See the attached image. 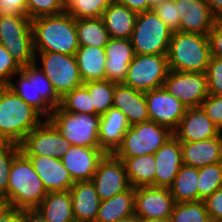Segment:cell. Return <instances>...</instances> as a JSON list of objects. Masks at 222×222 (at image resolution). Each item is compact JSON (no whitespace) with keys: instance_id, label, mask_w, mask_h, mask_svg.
Returning <instances> with one entry per match:
<instances>
[{"instance_id":"44dd1931","label":"cell","mask_w":222,"mask_h":222,"mask_svg":"<svg viewBox=\"0 0 222 222\" xmlns=\"http://www.w3.org/2000/svg\"><path fill=\"white\" fill-rule=\"evenodd\" d=\"M155 187L169 188L183 165L180 141L173 136L154 154Z\"/></svg>"},{"instance_id":"8d00e7d4","label":"cell","mask_w":222,"mask_h":222,"mask_svg":"<svg viewBox=\"0 0 222 222\" xmlns=\"http://www.w3.org/2000/svg\"><path fill=\"white\" fill-rule=\"evenodd\" d=\"M60 107L69 113L95 114L88 89L82 85L61 98Z\"/></svg>"},{"instance_id":"7c38bea8","label":"cell","mask_w":222,"mask_h":222,"mask_svg":"<svg viewBox=\"0 0 222 222\" xmlns=\"http://www.w3.org/2000/svg\"><path fill=\"white\" fill-rule=\"evenodd\" d=\"M163 87L187 108L200 107L208 96L206 73L169 70Z\"/></svg>"},{"instance_id":"7402d4cb","label":"cell","mask_w":222,"mask_h":222,"mask_svg":"<svg viewBox=\"0 0 222 222\" xmlns=\"http://www.w3.org/2000/svg\"><path fill=\"white\" fill-rule=\"evenodd\" d=\"M48 192L70 190L75 183L61 159L49 156L26 155Z\"/></svg>"},{"instance_id":"db71d44e","label":"cell","mask_w":222,"mask_h":222,"mask_svg":"<svg viewBox=\"0 0 222 222\" xmlns=\"http://www.w3.org/2000/svg\"><path fill=\"white\" fill-rule=\"evenodd\" d=\"M114 222H141V219H139L137 216L133 215L128 218L117 220Z\"/></svg>"},{"instance_id":"5bb4252c","label":"cell","mask_w":222,"mask_h":222,"mask_svg":"<svg viewBox=\"0 0 222 222\" xmlns=\"http://www.w3.org/2000/svg\"><path fill=\"white\" fill-rule=\"evenodd\" d=\"M91 182L94 184L101 201L131 187L122 160L113 153H106L100 160Z\"/></svg>"},{"instance_id":"e575fe53","label":"cell","mask_w":222,"mask_h":222,"mask_svg":"<svg viewBox=\"0 0 222 222\" xmlns=\"http://www.w3.org/2000/svg\"><path fill=\"white\" fill-rule=\"evenodd\" d=\"M170 222H212L203 200L175 203Z\"/></svg>"},{"instance_id":"9f6ffc18","label":"cell","mask_w":222,"mask_h":222,"mask_svg":"<svg viewBox=\"0 0 222 222\" xmlns=\"http://www.w3.org/2000/svg\"><path fill=\"white\" fill-rule=\"evenodd\" d=\"M7 87H8V85L0 83V98H1L2 94L4 93V91L6 90Z\"/></svg>"},{"instance_id":"4fadbf2b","label":"cell","mask_w":222,"mask_h":222,"mask_svg":"<svg viewBox=\"0 0 222 222\" xmlns=\"http://www.w3.org/2000/svg\"><path fill=\"white\" fill-rule=\"evenodd\" d=\"M19 146L25 155H43L61 159L66 154L70 144L53 124L45 119L26 135Z\"/></svg>"},{"instance_id":"8992f818","label":"cell","mask_w":222,"mask_h":222,"mask_svg":"<svg viewBox=\"0 0 222 222\" xmlns=\"http://www.w3.org/2000/svg\"><path fill=\"white\" fill-rule=\"evenodd\" d=\"M31 23L27 15L0 14V44L21 67L36 59Z\"/></svg>"},{"instance_id":"7dc6e473","label":"cell","mask_w":222,"mask_h":222,"mask_svg":"<svg viewBox=\"0 0 222 222\" xmlns=\"http://www.w3.org/2000/svg\"><path fill=\"white\" fill-rule=\"evenodd\" d=\"M122 5L128 7L135 13H143L145 11L152 10L156 5L165 0H117Z\"/></svg>"},{"instance_id":"f1b7e54d","label":"cell","mask_w":222,"mask_h":222,"mask_svg":"<svg viewBox=\"0 0 222 222\" xmlns=\"http://www.w3.org/2000/svg\"><path fill=\"white\" fill-rule=\"evenodd\" d=\"M135 215V188L102 200L95 222H114Z\"/></svg>"},{"instance_id":"1f68e13d","label":"cell","mask_w":222,"mask_h":222,"mask_svg":"<svg viewBox=\"0 0 222 222\" xmlns=\"http://www.w3.org/2000/svg\"><path fill=\"white\" fill-rule=\"evenodd\" d=\"M198 168L182 165L169 190L176 203L199 200Z\"/></svg>"},{"instance_id":"9a60e30c","label":"cell","mask_w":222,"mask_h":222,"mask_svg":"<svg viewBox=\"0 0 222 222\" xmlns=\"http://www.w3.org/2000/svg\"><path fill=\"white\" fill-rule=\"evenodd\" d=\"M150 121L175 131L187 107L164 87L144 92Z\"/></svg>"},{"instance_id":"277c9868","label":"cell","mask_w":222,"mask_h":222,"mask_svg":"<svg viewBox=\"0 0 222 222\" xmlns=\"http://www.w3.org/2000/svg\"><path fill=\"white\" fill-rule=\"evenodd\" d=\"M38 64L39 62H35L21 67L15 74L19 77L17 83L11 80L8 88L47 119L60 106L61 98Z\"/></svg>"},{"instance_id":"8fae6325","label":"cell","mask_w":222,"mask_h":222,"mask_svg":"<svg viewBox=\"0 0 222 222\" xmlns=\"http://www.w3.org/2000/svg\"><path fill=\"white\" fill-rule=\"evenodd\" d=\"M169 73L166 55L136 54L123 84L141 92L163 87Z\"/></svg>"},{"instance_id":"6da1fadb","label":"cell","mask_w":222,"mask_h":222,"mask_svg":"<svg viewBox=\"0 0 222 222\" xmlns=\"http://www.w3.org/2000/svg\"><path fill=\"white\" fill-rule=\"evenodd\" d=\"M35 52H58L75 55L79 42L76 19L66 11L58 15L32 19Z\"/></svg>"},{"instance_id":"cb8c5ba5","label":"cell","mask_w":222,"mask_h":222,"mask_svg":"<svg viewBox=\"0 0 222 222\" xmlns=\"http://www.w3.org/2000/svg\"><path fill=\"white\" fill-rule=\"evenodd\" d=\"M112 107L125 114L130 126L150 120L144 92L123 83L115 84Z\"/></svg>"},{"instance_id":"7a4b0ae2","label":"cell","mask_w":222,"mask_h":222,"mask_svg":"<svg viewBox=\"0 0 222 222\" xmlns=\"http://www.w3.org/2000/svg\"><path fill=\"white\" fill-rule=\"evenodd\" d=\"M47 193L48 191L34 170L29 157L20 150L11 163L7 202L13 208L34 211Z\"/></svg>"},{"instance_id":"836d02e7","label":"cell","mask_w":222,"mask_h":222,"mask_svg":"<svg viewBox=\"0 0 222 222\" xmlns=\"http://www.w3.org/2000/svg\"><path fill=\"white\" fill-rule=\"evenodd\" d=\"M115 84L108 80L88 81L83 84L91 96L95 115L101 116L112 107Z\"/></svg>"},{"instance_id":"ffe728a7","label":"cell","mask_w":222,"mask_h":222,"mask_svg":"<svg viewBox=\"0 0 222 222\" xmlns=\"http://www.w3.org/2000/svg\"><path fill=\"white\" fill-rule=\"evenodd\" d=\"M104 50L107 58L105 80L116 84L124 83L129 64L136 55L131 40L110 38Z\"/></svg>"},{"instance_id":"4dcf8cb0","label":"cell","mask_w":222,"mask_h":222,"mask_svg":"<svg viewBox=\"0 0 222 222\" xmlns=\"http://www.w3.org/2000/svg\"><path fill=\"white\" fill-rule=\"evenodd\" d=\"M119 159H121L124 164L127 178L131 187H155L156 166L154 154Z\"/></svg>"},{"instance_id":"484cf974","label":"cell","mask_w":222,"mask_h":222,"mask_svg":"<svg viewBox=\"0 0 222 222\" xmlns=\"http://www.w3.org/2000/svg\"><path fill=\"white\" fill-rule=\"evenodd\" d=\"M75 222H95L100 198L91 181L75 182L70 188Z\"/></svg>"},{"instance_id":"816d5d0a","label":"cell","mask_w":222,"mask_h":222,"mask_svg":"<svg viewBox=\"0 0 222 222\" xmlns=\"http://www.w3.org/2000/svg\"><path fill=\"white\" fill-rule=\"evenodd\" d=\"M19 222H44L34 211H24Z\"/></svg>"},{"instance_id":"ac0fdd59","label":"cell","mask_w":222,"mask_h":222,"mask_svg":"<svg viewBox=\"0 0 222 222\" xmlns=\"http://www.w3.org/2000/svg\"><path fill=\"white\" fill-rule=\"evenodd\" d=\"M222 133L208 117L202 107L187 108L174 136L180 142H196L215 138Z\"/></svg>"},{"instance_id":"d6a6232c","label":"cell","mask_w":222,"mask_h":222,"mask_svg":"<svg viewBox=\"0 0 222 222\" xmlns=\"http://www.w3.org/2000/svg\"><path fill=\"white\" fill-rule=\"evenodd\" d=\"M79 46L105 48L110 40L102 17L76 19Z\"/></svg>"},{"instance_id":"52a82bcc","label":"cell","mask_w":222,"mask_h":222,"mask_svg":"<svg viewBox=\"0 0 222 222\" xmlns=\"http://www.w3.org/2000/svg\"><path fill=\"white\" fill-rule=\"evenodd\" d=\"M47 119L70 145L100 147V115L69 113L59 106Z\"/></svg>"},{"instance_id":"d4e9b609","label":"cell","mask_w":222,"mask_h":222,"mask_svg":"<svg viewBox=\"0 0 222 222\" xmlns=\"http://www.w3.org/2000/svg\"><path fill=\"white\" fill-rule=\"evenodd\" d=\"M130 124L123 112L111 107L100 116L99 143L105 153H114L121 145Z\"/></svg>"},{"instance_id":"f35d334b","label":"cell","mask_w":222,"mask_h":222,"mask_svg":"<svg viewBox=\"0 0 222 222\" xmlns=\"http://www.w3.org/2000/svg\"><path fill=\"white\" fill-rule=\"evenodd\" d=\"M19 151V144L9 141H0V198L6 201L11 163Z\"/></svg>"},{"instance_id":"b9f144b4","label":"cell","mask_w":222,"mask_h":222,"mask_svg":"<svg viewBox=\"0 0 222 222\" xmlns=\"http://www.w3.org/2000/svg\"><path fill=\"white\" fill-rule=\"evenodd\" d=\"M205 73L208 95H222V58L211 56Z\"/></svg>"},{"instance_id":"9c48e42d","label":"cell","mask_w":222,"mask_h":222,"mask_svg":"<svg viewBox=\"0 0 222 222\" xmlns=\"http://www.w3.org/2000/svg\"><path fill=\"white\" fill-rule=\"evenodd\" d=\"M173 31L153 10L138 13L130 38L135 54L167 55Z\"/></svg>"},{"instance_id":"ab89813d","label":"cell","mask_w":222,"mask_h":222,"mask_svg":"<svg viewBox=\"0 0 222 222\" xmlns=\"http://www.w3.org/2000/svg\"><path fill=\"white\" fill-rule=\"evenodd\" d=\"M66 11L62 0H26V15L32 20L41 16L58 15Z\"/></svg>"},{"instance_id":"ee69618b","label":"cell","mask_w":222,"mask_h":222,"mask_svg":"<svg viewBox=\"0 0 222 222\" xmlns=\"http://www.w3.org/2000/svg\"><path fill=\"white\" fill-rule=\"evenodd\" d=\"M201 107L207 117L222 131V95H208Z\"/></svg>"},{"instance_id":"f5cc1de1","label":"cell","mask_w":222,"mask_h":222,"mask_svg":"<svg viewBox=\"0 0 222 222\" xmlns=\"http://www.w3.org/2000/svg\"><path fill=\"white\" fill-rule=\"evenodd\" d=\"M11 207V205L3 198H0V218Z\"/></svg>"},{"instance_id":"681fc988","label":"cell","mask_w":222,"mask_h":222,"mask_svg":"<svg viewBox=\"0 0 222 222\" xmlns=\"http://www.w3.org/2000/svg\"><path fill=\"white\" fill-rule=\"evenodd\" d=\"M24 210L10 207L0 218V222H19Z\"/></svg>"},{"instance_id":"d590c367","label":"cell","mask_w":222,"mask_h":222,"mask_svg":"<svg viewBox=\"0 0 222 222\" xmlns=\"http://www.w3.org/2000/svg\"><path fill=\"white\" fill-rule=\"evenodd\" d=\"M199 200H205L213 192L222 188V162L198 168Z\"/></svg>"},{"instance_id":"6f0895ef","label":"cell","mask_w":222,"mask_h":222,"mask_svg":"<svg viewBox=\"0 0 222 222\" xmlns=\"http://www.w3.org/2000/svg\"><path fill=\"white\" fill-rule=\"evenodd\" d=\"M71 0H62V2L64 3L65 6H67V4L70 2Z\"/></svg>"},{"instance_id":"c3c4849f","label":"cell","mask_w":222,"mask_h":222,"mask_svg":"<svg viewBox=\"0 0 222 222\" xmlns=\"http://www.w3.org/2000/svg\"><path fill=\"white\" fill-rule=\"evenodd\" d=\"M0 14L26 15V0H0Z\"/></svg>"},{"instance_id":"11a10c76","label":"cell","mask_w":222,"mask_h":222,"mask_svg":"<svg viewBox=\"0 0 222 222\" xmlns=\"http://www.w3.org/2000/svg\"><path fill=\"white\" fill-rule=\"evenodd\" d=\"M141 222H170L169 219H141Z\"/></svg>"},{"instance_id":"603a6c76","label":"cell","mask_w":222,"mask_h":222,"mask_svg":"<svg viewBox=\"0 0 222 222\" xmlns=\"http://www.w3.org/2000/svg\"><path fill=\"white\" fill-rule=\"evenodd\" d=\"M182 163L200 168L222 162V133L215 137L196 142H180Z\"/></svg>"},{"instance_id":"d6986e66","label":"cell","mask_w":222,"mask_h":222,"mask_svg":"<svg viewBox=\"0 0 222 222\" xmlns=\"http://www.w3.org/2000/svg\"><path fill=\"white\" fill-rule=\"evenodd\" d=\"M180 15V31L208 35L217 18L205 0H174Z\"/></svg>"},{"instance_id":"7bdbcfd3","label":"cell","mask_w":222,"mask_h":222,"mask_svg":"<svg viewBox=\"0 0 222 222\" xmlns=\"http://www.w3.org/2000/svg\"><path fill=\"white\" fill-rule=\"evenodd\" d=\"M20 70L21 66L9 51L0 44V83L8 85L12 77Z\"/></svg>"},{"instance_id":"83f0119b","label":"cell","mask_w":222,"mask_h":222,"mask_svg":"<svg viewBox=\"0 0 222 222\" xmlns=\"http://www.w3.org/2000/svg\"><path fill=\"white\" fill-rule=\"evenodd\" d=\"M136 17L137 13L117 0H113L103 12L102 20L110 38L130 39L134 31Z\"/></svg>"},{"instance_id":"ba28073f","label":"cell","mask_w":222,"mask_h":222,"mask_svg":"<svg viewBox=\"0 0 222 222\" xmlns=\"http://www.w3.org/2000/svg\"><path fill=\"white\" fill-rule=\"evenodd\" d=\"M173 136V131L154 121L137 123L128 128L121 145L113 154L117 158L155 154Z\"/></svg>"},{"instance_id":"bcb514c9","label":"cell","mask_w":222,"mask_h":222,"mask_svg":"<svg viewBox=\"0 0 222 222\" xmlns=\"http://www.w3.org/2000/svg\"><path fill=\"white\" fill-rule=\"evenodd\" d=\"M211 56L222 58V19L214 22L213 28L208 33Z\"/></svg>"},{"instance_id":"4316f807","label":"cell","mask_w":222,"mask_h":222,"mask_svg":"<svg viewBox=\"0 0 222 222\" xmlns=\"http://www.w3.org/2000/svg\"><path fill=\"white\" fill-rule=\"evenodd\" d=\"M34 212L44 222H75L69 190L48 192Z\"/></svg>"},{"instance_id":"f6af8a7d","label":"cell","mask_w":222,"mask_h":222,"mask_svg":"<svg viewBox=\"0 0 222 222\" xmlns=\"http://www.w3.org/2000/svg\"><path fill=\"white\" fill-rule=\"evenodd\" d=\"M212 222H222V188L203 200Z\"/></svg>"},{"instance_id":"f907efd6","label":"cell","mask_w":222,"mask_h":222,"mask_svg":"<svg viewBox=\"0 0 222 222\" xmlns=\"http://www.w3.org/2000/svg\"><path fill=\"white\" fill-rule=\"evenodd\" d=\"M217 19H222V0H205Z\"/></svg>"},{"instance_id":"f546056e","label":"cell","mask_w":222,"mask_h":222,"mask_svg":"<svg viewBox=\"0 0 222 222\" xmlns=\"http://www.w3.org/2000/svg\"><path fill=\"white\" fill-rule=\"evenodd\" d=\"M75 57L83 83L105 80L107 58L104 48L80 46Z\"/></svg>"},{"instance_id":"60d3db41","label":"cell","mask_w":222,"mask_h":222,"mask_svg":"<svg viewBox=\"0 0 222 222\" xmlns=\"http://www.w3.org/2000/svg\"><path fill=\"white\" fill-rule=\"evenodd\" d=\"M152 10L173 32L180 31V15L174 0H165Z\"/></svg>"},{"instance_id":"e0dca14e","label":"cell","mask_w":222,"mask_h":222,"mask_svg":"<svg viewBox=\"0 0 222 222\" xmlns=\"http://www.w3.org/2000/svg\"><path fill=\"white\" fill-rule=\"evenodd\" d=\"M105 154L100 147L70 145L61 161L74 182L91 181Z\"/></svg>"},{"instance_id":"3957f363","label":"cell","mask_w":222,"mask_h":222,"mask_svg":"<svg viewBox=\"0 0 222 222\" xmlns=\"http://www.w3.org/2000/svg\"><path fill=\"white\" fill-rule=\"evenodd\" d=\"M43 115L8 87L0 98V141L20 144Z\"/></svg>"},{"instance_id":"2e32d148","label":"cell","mask_w":222,"mask_h":222,"mask_svg":"<svg viewBox=\"0 0 222 222\" xmlns=\"http://www.w3.org/2000/svg\"><path fill=\"white\" fill-rule=\"evenodd\" d=\"M175 203L169 188H135V216L139 219H169Z\"/></svg>"},{"instance_id":"74e56055","label":"cell","mask_w":222,"mask_h":222,"mask_svg":"<svg viewBox=\"0 0 222 222\" xmlns=\"http://www.w3.org/2000/svg\"><path fill=\"white\" fill-rule=\"evenodd\" d=\"M113 0H71L66 12L75 19L102 17L105 9Z\"/></svg>"},{"instance_id":"30bf717a","label":"cell","mask_w":222,"mask_h":222,"mask_svg":"<svg viewBox=\"0 0 222 222\" xmlns=\"http://www.w3.org/2000/svg\"><path fill=\"white\" fill-rule=\"evenodd\" d=\"M35 53V62L41 60L42 67L40 69L52 83L60 98L84 84L75 55H66L58 52ZM39 56L40 58L38 59Z\"/></svg>"},{"instance_id":"5b68a950","label":"cell","mask_w":222,"mask_h":222,"mask_svg":"<svg viewBox=\"0 0 222 222\" xmlns=\"http://www.w3.org/2000/svg\"><path fill=\"white\" fill-rule=\"evenodd\" d=\"M166 56L169 70L205 73L211 59L208 35L173 32Z\"/></svg>"}]
</instances>
